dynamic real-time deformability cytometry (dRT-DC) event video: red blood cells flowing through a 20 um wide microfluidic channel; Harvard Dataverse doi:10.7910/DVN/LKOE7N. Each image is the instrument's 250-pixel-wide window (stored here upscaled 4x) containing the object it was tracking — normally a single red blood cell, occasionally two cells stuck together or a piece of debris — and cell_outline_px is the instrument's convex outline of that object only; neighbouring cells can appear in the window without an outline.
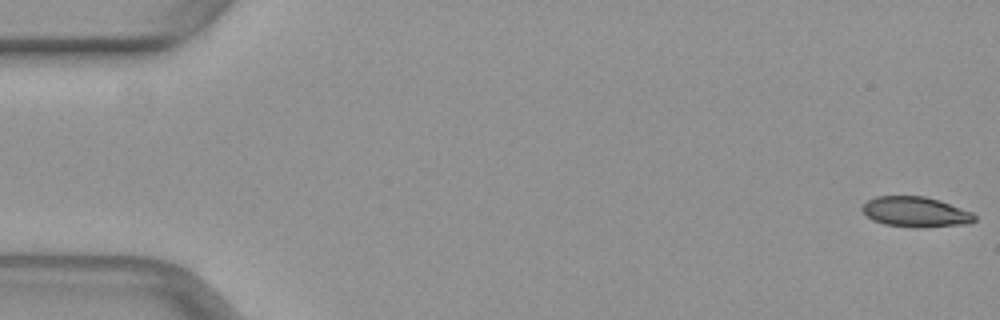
{"species": "common noctule bat (a hibernating species)", "species_latin": "Nyctalus noctula", "temperature_condition": "warm", "stored_images_in_passage": 50, "camera_frame_rate_fps": 3000, "um_per_image_px": 0.085, "animal": {"sex": "female", "body_mass_g": 29.2, "forearm_length_mm": 56.3}, "frame": {"image": 1, "passage_image": 1, "time_ms": 0.0, "image_size_px": [1000, 320], "cell_outline_px": [[976, 220], [968, 224], [920, 228], [912, 228], [884, 224], [872, 220], [860, 208], [868, 200], [876, 196], [924, 196], [940, 200], [972, 212], [976, 216]], "centroid_in_image_um": [77.84, 18.02], "position_along_channel_um": 7.2, "area_um2": 20.0}}
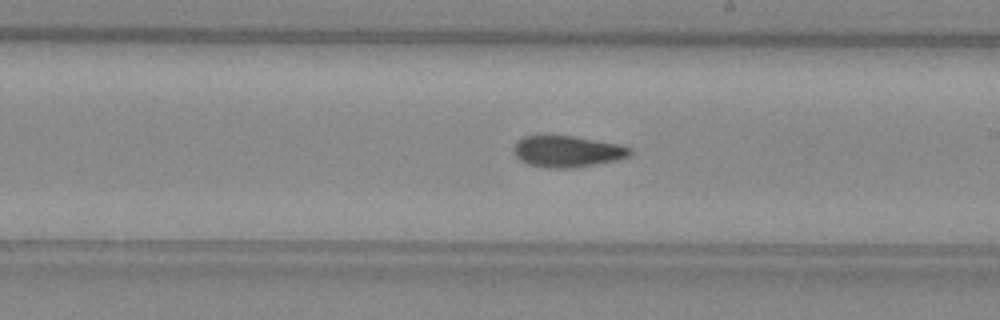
{"frame": {"image": 2, "passage_image": 29, "time_ms": 9.333, "image_size_px": [1000, 320], "cell_outline_px": [[632, 152], [628, 156], [620, 160], [572, 168], [544, 168], [528, 164], [520, 160], [512, 152], [512, 148], [524, 136], [572, 136], [616, 144], [632, 148]], "centroid_in_image_um": [48.21, 12.89], "position_along_channel_um": 240.8, "area_um2": 21.15}}
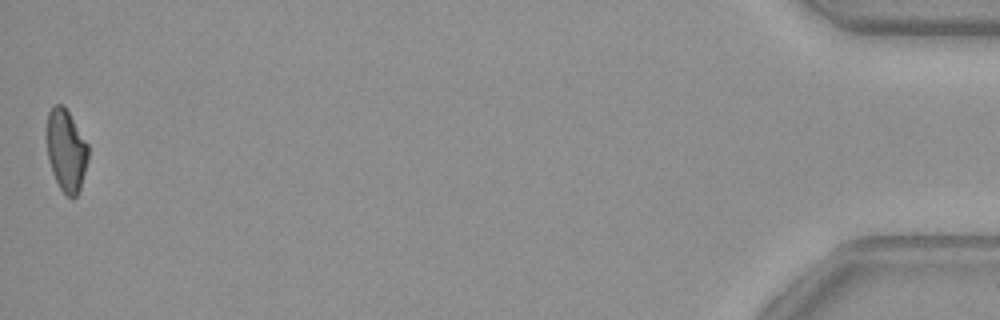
{"frame": {"image": 3, "passage_image": 50, "time_ms": 16.333, "image_size_px": [1000, 320], "cell_outline_px": [[88, 160], [80, 188], [76, 196], [68, 196], [60, 188], [52, 172], [48, 160], [48, 112], [56, 104], [60, 104], [68, 112], [88, 144]], "centroid_in_image_um": [5.64, 12.81], "position_along_channel_um": 429.6, "area_um2": 19.25}}